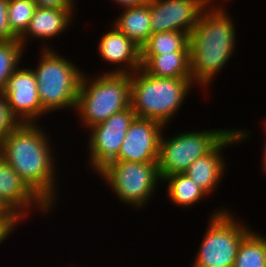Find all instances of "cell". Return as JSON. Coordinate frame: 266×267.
Wrapping results in <instances>:
<instances>
[{"mask_svg": "<svg viewBox=\"0 0 266 267\" xmlns=\"http://www.w3.org/2000/svg\"><path fill=\"white\" fill-rule=\"evenodd\" d=\"M44 133L37 123H19L0 142V157L51 209L57 197V170L50 139Z\"/></svg>", "mask_w": 266, "mask_h": 267, "instance_id": "cell-1", "label": "cell"}, {"mask_svg": "<svg viewBox=\"0 0 266 267\" xmlns=\"http://www.w3.org/2000/svg\"><path fill=\"white\" fill-rule=\"evenodd\" d=\"M223 9H204L189 34L190 72L193 83L208 88L215 74L232 57L235 26Z\"/></svg>", "mask_w": 266, "mask_h": 267, "instance_id": "cell-2", "label": "cell"}, {"mask_svg": "<svg viewBox=\"0 0 266 267\" xmlns=\"http://www.w3.org/2000/svg\"><path fill=\"white\" fill-rule=\"evenodd\" d=\"M130 83V106L135 116L155 120L164 127L193 87L192 78H157L142 68L130 74Z\"/></svg>", "mask_w": 266, "mask_h": 267, "instance_id": "cell-3", "label": "cell"}, {"mask_svg": "<svg viewBox=\"0 0 266 267\" xmlns=\"http://www.w3.org/2000/svg\"><path fill=\"white\" fill-rule=\"evenodd\" d=\"M102 75L95 77L93 81L84 73L81 76L74 110L78 112L87 128L130 107V74L106 73Z\"/></svg>", "mask_w": 266, "mask_h": 267, "instance_id": "cell-4", "label": "cell"}, {"mask_svg": "<svg viewBox=\"0 0 266 267\" xmlns=\"http://www.w3.org/2000/svg\"><path fill=\"white\" fill-rule=\"evenodd\" d=\"M36 69L37 89L46 112L76 107L83 72L51 48H44Z\"/></svg>", "mask_w": 266, "mask_h": 267, "instance_id": "cell-5", "label": "cell"}, {"mask_svg": "<svg viewBox=\"0 0 266 267\" xmlns=\"http://www.w3.org/2000/svg\"><path fill=\"white\" fill-rule=\"evenodd\" d=\"M216 210L192 267H233L242 239L251 231L227 209Z\"/></svg>", "mask_w": 266, "mask_h": 267, "instance_id": "cell-6", "label": "cell"}, {"mask_svg": "<svg viewBox=\"0 0 266 267\" xmlns=\"http://www.w3.org/2000/svg\"><path fill=\"white\" fill-rule=\"evenodd\" d=\"M230 131L183 132L167 140L161 134L157 162L161 181L166 176L185 173L196 159L209 153Z\"/></svg>", "mask_w": 266, "mask_h": 267, "instance_id": "cell-7", "label": "cell"}, {"mask_svg": "<svg viewBox=\"0 0 266 267\" xmlns=\"http://www.w3.org/2000/svg\"><path fill=\"white\" fill-rule=\"evenodd\" d=\"M123 204L141 208L150 201L160 179L157 163L112 161L98 172Z\"/></svg>", "mask_w": 266, "mask_h": 267, "instance_id": "cell-8", "label": "cell"}, {"mask_svg": "<svg viewBox=\"0 0 266 267\" xmlns=\"http://www.w3.org/2000/svg\"><path fill=\"white\" fill-rule=\"evenodd\" d=\"M135 117L130 106L89 128L90 163L95 172H99L116 159L128 127Z\"/></svg>", "mask_w": 266, "mask_h": 267, "instance_id": "cell-9", "label": "cell"}, {"mask_svg": "<svg viewBox=\"0 0 266 267\" xmlns=\"http://www.w3.org/2000/svg\"><path fill=\"white\" fill-rule=\"evenodd\" d=\"M211 1L214 2L213 0H150L152 34L180 31L189 35L204 9L207 7V9H222L221 6L212 7Z\"/></svg>", "mask_w": 266, "mask_h": 267, "instance_id": "cell-10", "label": "cell"}, {"mask_svg": "<svg viewBox=\"0 0 266 267\" xmlns=\"http://www.w3.org/2000/svg\"><path fill=\"white\" fill-rule=\"evenodd\" d=\"M34 71L17 68L7 80L2 95L10 114L18 123H36L40 116L47 113L43 107L37 89Z\"/></svg>", "mask_w": 266, "mask_h": 267, "instance_id": "cell-11", "label": "cell"}, {"mask_svg": "<svg viewBox=\"0 0 266 267\" xmlns=\"http://www.w3.org/2000/svg\"><path fill=\"white\" fill-rule=\"evenodd\" d=\"M164 126L151 119L135 117L114 161L157 163Z\"/></svg>", "mask_w": 266, "mask_h": 267, "instance_id": "cell-12", "label": "cell"}, {"mask_svg": "<svg viewBox=\"0 0 266 267\" xmlns=\"http://www.w3.org/2000/svg\"><path fill=\"white\" fill-rule=\"evenodd\" d=\"M247 131L231 129V131L206 155L196 159L184 173L192 179L207 195H210L219 184L225 170V160L222 158L223 148L238 144L248 137ZM221 152V153H220Z\"/></svg>", "mask_w": 266, "mask_h": 267, "instance_id": "cell-13", "label": "cell"}, {"mask_svg": "<svg viewBox=\"0 0 266 267\" xmlns=\"http://www.w3.org/2000/svg\"><path fill=\"white\" fill-rule=\"evenodd\" d=\"M0 197L25 219L27 210L36 204L43 212L49 206L26 184L18 173L0 157ZM32 204V205H31ZM24 217V218H23Z\"/></svg>", "mask_w": 266, "mask_h": 267, "instance_id": "cell-14", "label": "cell"}, {"mask_svg": "<svg viewBox=\"0 0 266 267\" xmlns=\"http://www.w3.org/2000/svg\"><path fill=\"white\" fill-rule=\"evenodd\" d=\"M97 50L105 62L122 64H118L119 68L112 69L109 73L131 74L141 68L140 47L115 26L102 36Z\"/></svg>", "mask_w": 266, "mask_h": 267, "instance_id": "cell-15", "label": "cell"}, {"mask_svg": "<svg viewBox=\"0 0 266 267\" xmlns=\"http://www.w3.org/2000/svg\"><path fill=\"white\" fill-rule=\"evenodd\" d=\"M75 9H54L40 8L35 9L26 32L19 38L25 47L28 40L26 37L47 39L53 38L68 29V24L72 21ZM67 27V28H66ZM26 39H25V38ZM26 40V41H25Z\"/></svg>", "mask_w": 266, "mask_h": 267, "instance_id": "cell-16", "label": "cell"}, {"mask_svg": "<svg viewBox=\"0 0 266 267\" xmlns=\"http://www.w3.org/2000/svg\"><path fill=\"white\" fill-rule=\"evenodd\" d=\"M141 68L157 78H192L189 52L140 55Z\"/></svg>", "mask_w": 266, "mask_h": 267, "instance_id": "cell-17", "label": "cell"}, {"mask_svg": "<svg viewBox=\"0 0 266 267\" xmlns=\"http://www.w3.org/2000/svg\"><path fill=\"white\" fill-rule=\"evenodd\" d=\"M124 10L113 26L141 48L152 34L150 1L140 6L126 7Z\"/></svg>", "mask_w": 266, "mask_h": 267, "instance_id": "cell-18", "label": "cell"}, {"mask_svg": "<svg viewBox=\"0 0 266 267\" xmlns=\"http://www.w3.org/2000/svg\"><path fill=\"white\" fill-rule=\"evenodd\" d=\"M189 52V35L180 31H164L151 34L141 46L140 55Z\"/></svg>", "mask_w": 266, "mask_h": 267, "instance_id": "cell-19", "label": "cell"}, {"mask_svg": "<svg viewBox=\"0 0 266 267\" xmlns=\"http://www.w3.org/2000/svg\"><path fill=\"white\" fill-rule=\"evenodd\" d=\"M162 181H167L168 196L175 205L179 207L193 206L200 202L207 194L196 185V183L182 174H174L166 176Z\"/></svg>", "mask_w": 266, "mask_h": 267, "instance_id": "cell-20", "label": "cell"}, {"mask_svg": "<svg viewBox=\"0 0 266 267\" xmlns=\"http://www.w3.org/2000/svg\"><path fill=\"white\" fill-rule=\"evenodd\" d=\"M233 267H266V238L251 230L240 243Z\"/></svg>", "mask_w": 266, "mask_h": 267, "instance_id": "cell-21", "label": "cell"}, {"mask_svg": "<svg viewBox=\"0 0 266 267\" xmlns=\"http://www.w3.org/2000/svg\"><path fill=\"white\" fill-rule=\"evenodd\" d=\"M36 8L33 0H8V25L18 39L28 29Z\"/></svg>", "mask_w": 266, "mask_h": 267, "instance_id": "cell-22", "label": "cell"}, {"mask_svg": "<svg viewBox=\"0 0 266 267\" xmlns=\"http://www.w3.org/2000/svg\"><path fill=\"white\" fill-rule=\"evenodd\" d=\"M24 51L19 39L0 42V93L3 92L7 80L19 67Z\"/></svg>", "mask_w": 266, "mask_h": 267, "instance_id": "cell-23", "label": "cell"}, {"mask_svg": "<svg viewBox=\"0 0 266 267\" xmlns=\"http://www.w3.org/2000/svg\"><path fill=\"white\" fill-rule=\"evenodd\" d=\"M18 124V121L10 114L4 96L0 93V142Z\"/></svg>", "mask_w": 266, "mask_h": 267, "instance_id": "cell-24", "label": "cell"}, {"mask_svg": "<svg viewBox=\"0 0 266 267\" xmlns=\"http://www.w3.org/2000/svg\"><path fill=\"white\" fill-rule=\"evenodd\" d=\"M8 0H0V42L18 39L11 31L7 18Z\"/></svg>", "mask_w": 266, "mask_h": 267, "instance_id": "cell-25", "label": "cell"}, {"mask_svg": "<svg viewBox=\"0 0 266 267\" xmlns=\"http://www.w3.org/2000/svg\"><path fill=\"white\" fill-rule=\"evenodd\" d=\"M36 7L54 9H73L74 0H33Z\"/></svg>", "mask_w": 266, "mask_h": 267, "instance_id": "cell-26", "label": "cell"}, {"mask_svg": "<svg viewBox=\"0 0 266 267\" xmlns=\"http://www.w3.org/2000/svg\"><path fill=\"white\" fill-rule=\"evenodd\" d=\"M20 220L23 219H0V244L8 238Z\"/></svg>", "mask_w": 266, "mask_h": 267, "instance_id": "cell-27", "label": "cell"}, {"mask_svg": "<svg viewBox=\"0 0 266 267\" xmlns=\"http://www.w3.org/2000/svg\"><path fill=\"white\" fill-rule=\"evenodd\" d=\"M22 217L0 197V219H21Z\"/></svg>", "mask_w": 266, "mask_h": 267, "instance_id": "cell-28", "label": "cell"}, {"mask_svg": "<svg viewBox=\"0 0 266 267\" xmlns=\"http://www.w3.org/2000/svg\"><path fill=\"white\" fill-rule=\"evenodd\" d=\"M114 3L116 2L118 5L123 7H133V6H140L147 4L150 0H113Z\"/></svg>", "mask_w": 266, "mask_h": 267, "instance_id": "cell-29", "label": "cell"}, {"mask_svg": "<svg viewBox=\"0 0 266 267\" xmlns=\"http://www.w3.org/2000/svg\"><path fill=\"white\" fill-rule=\"evenodd\" d=\"M264 122H265L264 128H265V132H266V120ZM264 145H265V150H264L265 153L263 154L264 155V157H263L264 158V161H263V164L262 165L264 166V168H263L264 169V172H266V143Z\"/></svg>", "mask_w": 266, "mask_h": 267, "instance_id": "cell-30", "label": "cell"}]
</instances>
